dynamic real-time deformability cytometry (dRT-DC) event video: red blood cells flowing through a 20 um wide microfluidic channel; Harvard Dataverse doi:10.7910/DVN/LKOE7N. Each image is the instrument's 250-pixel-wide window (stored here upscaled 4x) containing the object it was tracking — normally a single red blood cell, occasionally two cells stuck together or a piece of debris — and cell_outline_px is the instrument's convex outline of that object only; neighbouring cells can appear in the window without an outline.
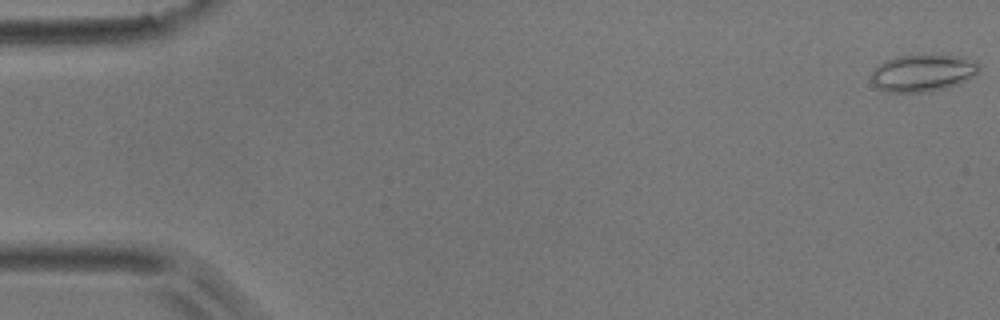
{"species": "common noctule bat (a hibernating species)", "species_latin": "Nyctalus noctula", "temperature_condition": "room temperature", "stored_images_in_passage": 14, "camera_frame_rate_fps": 3000, "um_per_image_px": 0.085, "animal": {"sex": "male", "body_mass_g": 17.9}, "frame": {"image": 1, "passage_image": 1, "time_ms": 0.0, "image_size_px": [1000, 320], "cell_outline_px": [[980, 68], [976, 76], [956, 84], [944, 88], [924, 92], [888, 92], [880, 88], [872, 80], [872, 72], [884, 60], [896, 56], [932, 52], [964, 56], [976, 60], [980, 64]], "centroid_in_image_um": [78.52, 6.13], "position_along_channel_um": 6.5, "area_um2": 23.99}}